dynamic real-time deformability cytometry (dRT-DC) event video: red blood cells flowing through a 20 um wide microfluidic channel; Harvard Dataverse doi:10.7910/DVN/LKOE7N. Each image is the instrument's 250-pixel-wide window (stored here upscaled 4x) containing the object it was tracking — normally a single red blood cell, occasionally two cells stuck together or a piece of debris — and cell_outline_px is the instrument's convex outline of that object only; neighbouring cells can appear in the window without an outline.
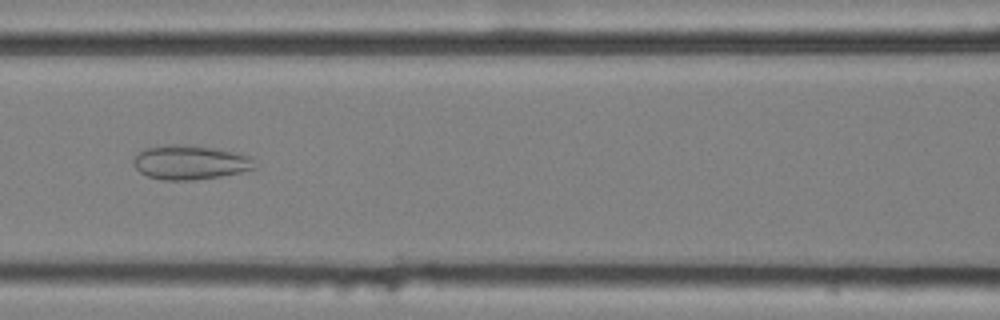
{"species": "common noctule bat (a hibernating species)", "species_latin": "Nyctalus noctula", "temperature_condition": "cold", "stored_images_in_passage": 45, "camera_frame_rate_fps": 3000, "um_per_image_px": 0.085, "animal": {"sex": "female", "body_mass_g": 25.1}, "frame": {"image": 1, "passage_image": 14, "time_ms": 4.333, "image_size_px": [1000, 320], "cell_outline_px": [[256, 168], [240, 172], [220, 176], [192, 180], [164, 180], [148, 176], [140, 172], [132, 164], [132, 160], [144, 148], [168, 144], [184, 144], [212, 148], [236, 152], [252, 156]], "centroid_in_image_um": [16.15, 13.79], "position_along_channel_um": 150.4, "area_um2": 24.22}}
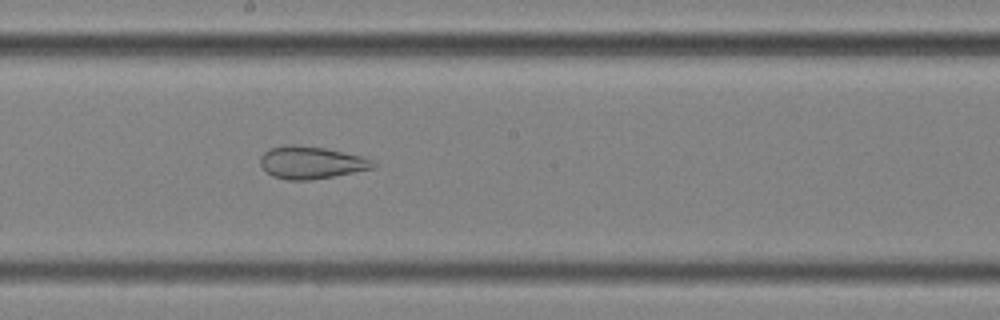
{"frame": {"image": 2, "passage_image": 20, "time_ms": 6.333, "image_size_px": [1000, 320], "cell_outline_px": [[376, 168], [332, 176], [308, 180], [288, 180], [272, 176], [260, 164], [260, 156], [264, 152], [272, 148], [284, 144], [292, 144], [324, 148], [360, 156], [372, 160], [376, 164]], "centroid_in_image_um": [26.43, 13.81], "position_along_channel_um": 221.8, "area_um2": 21.1}}
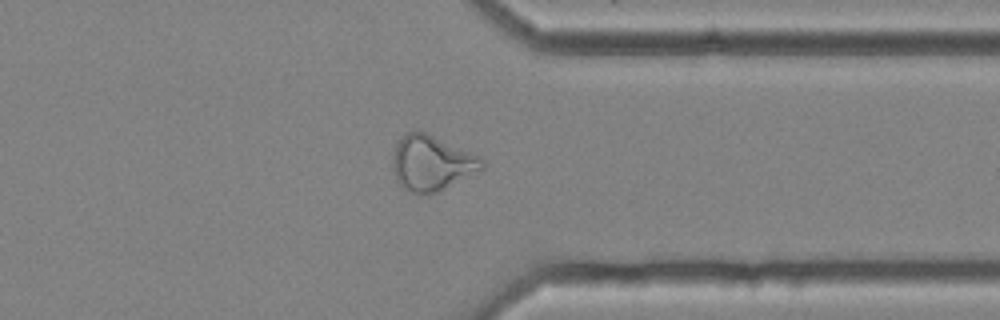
{"frame": {"image": 3, "passage_image": 33, "time_ms": 10.667, "image_size_px": [1000, 320], "cell_outline_px": [[484, 168], [440, 192], [412, 192], [404, 188], [396, 180], [392, 168], [392, 156], [396, 144], [408, 132], [424, 132], [480, 156], [484, 160]], "centroid_in_image_um": [36.69, 13.87], "position_along_channel_um": 374.7, "area_um2": 28.32}, "authors_computed_cell_mechanics": {"area_um2": 28.322, "velocity_mm_per_s": 3.5762, "shape_relaxation_time_tau1_ms": null, "shape_relaxation_time_tau2_ms": 1.5841, "deformation_change_tau1": null, "deformation_change_tau2": 0.0906}}